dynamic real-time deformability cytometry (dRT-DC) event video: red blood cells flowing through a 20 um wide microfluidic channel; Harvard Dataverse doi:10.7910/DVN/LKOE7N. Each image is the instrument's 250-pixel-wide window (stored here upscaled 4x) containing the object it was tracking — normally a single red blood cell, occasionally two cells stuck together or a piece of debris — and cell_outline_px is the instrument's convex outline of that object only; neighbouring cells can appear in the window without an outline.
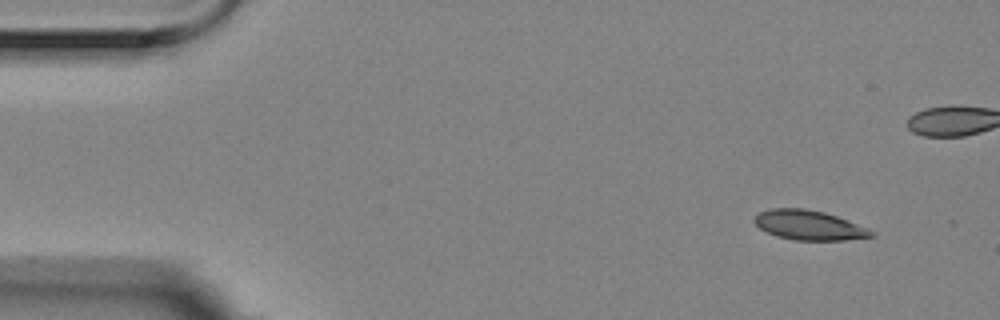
{"species": "Egyptian fruit bat (a non-hibernating species)", "species_latin": "Rousettus aegyptiacus", "temperature_condition": "room temperature", "stored_images_in_passage": 5, "camera_frame_rate_fps": 3000, "um_per_image_px": 0.085, "animal": {"sex": "female"}, "frame": {"image": 1, "passage_image": 1, "time_ms": 0.0, "image_size_px": [1000, 320], "cell_outline_px": [[876, 236], [844, 240], [796, 240], [776, 236], [760, 228], [752, 220], [760, 212], [772, 208], [804, 208], [824, 212], [836, 216], [868, 228], [876, 232]], "centroid_in_image_um": [68.79, 19.14], "position_along_channel_um": 16.2, "area_um2": 20.11}}